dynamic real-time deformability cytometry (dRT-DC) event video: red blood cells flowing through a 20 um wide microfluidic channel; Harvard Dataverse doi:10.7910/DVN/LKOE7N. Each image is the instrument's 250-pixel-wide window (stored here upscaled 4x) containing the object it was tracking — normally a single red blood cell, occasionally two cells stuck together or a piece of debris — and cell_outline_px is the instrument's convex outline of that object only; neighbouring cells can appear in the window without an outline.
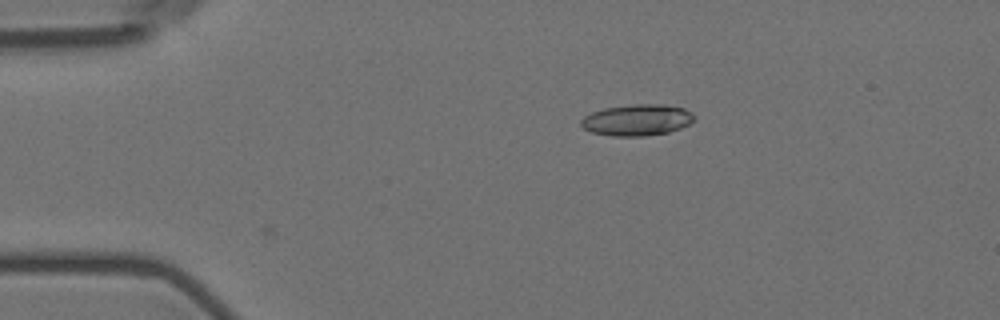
{"species": "Egyptian fruit bat (a non-hibernating species)", "species_latin": "Rousettus aegyptiacus", "temperature_condition": "room temperature", "stored_images_in_passage": 3, "camera_frame_rate_fps": 3000, "um_per_image_px": 0.085, "animal": {"sex": "female"}, "frame": {"image": 1, "passage_image": 3, "time_ms": 3.0, "image_size_px": [1000, 320], "cell_outline_px": [[696, 120], [680, 128], [668, 132], [644, 136], [612, 136], [592, 132], [584, 128], [580, 124], [580, 120], [584, 116], [592, 112], [604, 108], [632, 104], [660, 104], [684, 108], [692, 112], [696, 116]], "centroid_in_image_um": [54.16, 10.19], "position_along_channel_um": 30.8, "area_um2": 20.75}}